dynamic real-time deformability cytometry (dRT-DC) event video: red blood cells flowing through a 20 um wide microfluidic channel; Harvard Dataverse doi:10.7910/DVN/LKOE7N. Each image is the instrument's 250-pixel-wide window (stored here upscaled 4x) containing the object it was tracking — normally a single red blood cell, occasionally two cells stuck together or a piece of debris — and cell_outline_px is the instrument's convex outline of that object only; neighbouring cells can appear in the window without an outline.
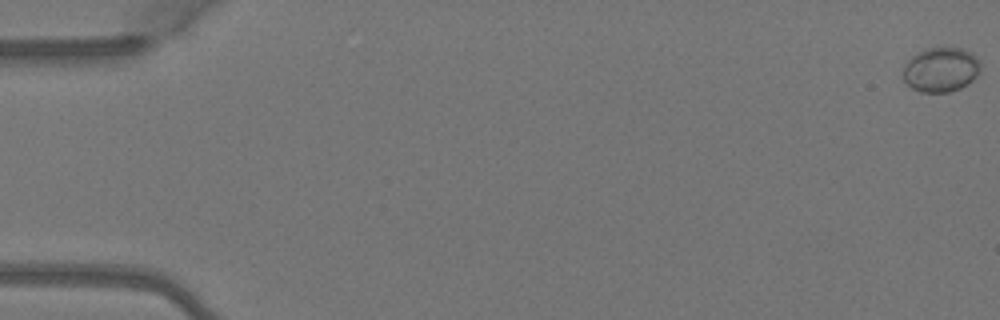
{"species": "Egyptian fruit bat (a non-hibernating species)", "species_latin": "Rousettus aegyptiacus", "temperature_condition": "warm", "stored_images_in_passage": 2, "camera_frame_rate_fps": 3000, "um_per_image_px": 0.085, "animal": {"sex": "female"}, "frame": {"image": 1, "passage_image": 1, "time_ms": 0.0, "image_size_px": [1000, 320], "cell_outline_px": [[980, 72], [968, 84], [960, 88], [948, 92], [920, 92], [912, 88], [904, 80], [904, 64], [912, 56], [924, 48], [964, 48], [972, 52], [980, 60]], "centroid_in_image_um": [80.0, 5.91], "position_along_channel_um": 5.0, "area_um2": 20.23}}